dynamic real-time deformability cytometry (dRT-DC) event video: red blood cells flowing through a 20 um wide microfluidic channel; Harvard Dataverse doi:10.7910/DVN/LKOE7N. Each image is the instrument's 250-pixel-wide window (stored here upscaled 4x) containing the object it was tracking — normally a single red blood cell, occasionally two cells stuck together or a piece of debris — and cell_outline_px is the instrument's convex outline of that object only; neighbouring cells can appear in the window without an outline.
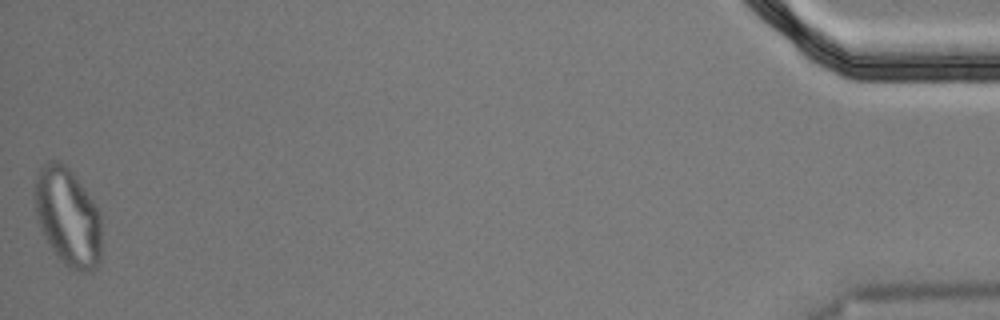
{"species": "Egyptian fruit bat (a non-hibernating species)", "species_latin": "Rousettus aegyptiacus", "temperature_condition": "cold", "stored_images_in_passage": 56, "segment_of_instrument_passage": [2, 2], "camera_frame_rate_fps": 3000, "um_per_image_px": 0.085, "animal": {"sex": "male"}, "frame": {"image": 1, "passage_image": 56, "time_ms": 18.333, "image_size_px": [1000, 320], "cell_outline_px": [[100, 260], [96, 268], [92, 272], [84, 272], [68, 268], [56, 256], [44, 236], [36, 216], [36, 180], [40, 168], [48, 160], [56, 160], [64, 164], [72, 172], [84, 188], [100, 212]], "centroid_in_image_um": [5.78, 18.47], "position_along_channel_um": 429.4, "area_um2": 37.92}}